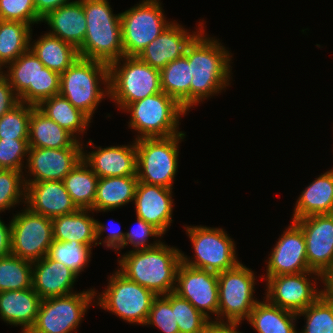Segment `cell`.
<instances>
[{"instance_id":"1","label":"cell","mask_w":333,"mask_h":333,"mask_svg":"<svg viewBox=\"0 0 333 333\" xmlns=\"http://www.w3.org/2000/svg\"><path fill=\"white\" fill-rule=\"evenodd\" d=\"M219 41L215 37H209L203 30L186 50L185 57L193 75L190 84V109L231 85L232 53Z\"/></svg>"},{"instance_id":"2","label":"cell","mask_w":333,"mask_h":333,"mask_svg":"<svg viewBox=\"0 0 333 333\" xmlns=\"http://www.w3.org/2000/svg\"><path fill=\"white\" fill-rule=\"evenodd\" d=\"M181 250L164 242L157 246L128 251L118 258V270L128 279L153 291L157 296L174 292L181 264Z\"/></svg>"},{"instance_id":"3","label":"cell","mask_w":333,"mask_h":333,"mask_svg":"<svg viewBox=\"0 0 333 333\" xmlns=\"http://www.w3.org/2000/svg\"><path fill=\"white\" fill-rule=\"evenodd\" d=\"M86 17V36L79 57L107 64L124 56L121 14H114L108 0H80Z\"/></svg>"},{"instance_id":"4","label":"cell","mask_w":333,"mask_h":333,"mask_svg":"<svg viewBox=\"0 0 333 333\" xmlns=\"http://www.w3.org/2000/svg\"><path fill=\"white\" fill-rule=\"evenodd\" d=\"M59 94L92 120L101 101L109 97V64L79 57L61 73Z\"/></svg>"},{"instance_id":"5","label":"cell","mask_w":333,"mask_h":333,"mask_svg":"<svg viewBox=\"0 0 333 333\" xmlns=\"http://www.w3.org/2000/svg\"><path fill=\"white\" fill-rule=\"evenodd\" d=\"M123 111L130 114V129L138 133L135 140L180 134L183 131H179V121L187 114L173 97L163 91L128 104Z\"/></svg>"},{"instance_id":"6","label":"cell","mask_w":333,"mask_h":333,"mask_svg":"<svg viewBox=\"0 0 333 333\" xmlns=\"http://www.w3.org/2000/svg\"><path fill=\"white\" fill-rule=\"evenodd\" d=\"M160 92V70L138 57L123 56L109 64V98L119 109Z\"/></svg>"},{"instance_id":"7","label":"cell","mask_w":333,"mask_h":333,"mask_svg":"<svg viewBox=\"0 0 333 333\" xmlns=\"http://www.w3.org/2000/svg\"><path fill=\"white\" fill-rule=\"evenodd\" d=\"M185 136V132H182L170 137L135 140L138 182L173 189L175 175L178 171L179 143Z\"/></svg>"},{"instance_id":"8","label":"cell","mask_w":333,"mask_h":333,"mask_svg":"<svg viewBox=\"0 0 333 333\" xmlns=\"http://www.w3.org/2000/svg\"><path fill=\"white\" fill-rule=\"evenodd\" d=\"M6 68L5 77L20 102L37 106L60 92L61 74L45 67L31 49Z\"/></svg>"},{"instance_id":"9","label":"cell","mask_w":333,"mask_h":333,"mask_svg":"<svg viewBox=\"0 0 333 333\" xmlns=\"http://www.w3.org/2000/svg\"><path fill=\"white\" fill-rule=\"evenodd\" d=\"M108 278L107 289L95 294L96 305L129 324L144 326L157 295L128 279L118 269Z\"/></svg>"},{"instance_id":"10","label":"cell","mask_w":333,"mask_h":333,"mask_svg":"<svg viewBox=\"0 0 333 333\" xmlns=\"http://www.w3.org/2000/svg\"><path fill=\"white\" fill-rule=\"evenodd\" d=\"M194 248V255L190 256L181 252L182 263L197 269L221 273L234 268L240 261L236 255V244L223 228L207 226H185ZM191 259V260H190Z\"/></svg>"},{"instance_id":"11","label":"cell","mask_w":333,"mask_h":333,"mask_svg":"<svg viewBox=\"0 0 333 333\" xmlns=\"http://www.w3.org/2000/svg\"><path fill=\"white\" fill-rule=\"evenodd\" d=\"M121 14L124 56L138 57L172 21H167L160 0H142Z\"/></svg>"},{"instance_id":"12","label":"cell","mask_w":333,"mask_h":333,"mask_svg":"<svg viewBox=\"0 0 333 333\" xmlns=\"http://www.w3.org/2000/svg\"><path fill=\"white\" fill-rule=\"evenodd\" d=\"M88 289L58 297L42 299L34 326L28 333H77L97 291ZM93 301V302H92Z\"/></svg>"},{"instance_id":"13","label":"cell","mask_w":333,"mask_h":333,"mask_svg":"<svg viewBox=\"0 0 333 333\" xmlns=\"http://www.w3.org/2000/svg\"><path fill=\"white\" fill-rule=\"evenodd\" d=\"M255 273L239 262L234 268L218 273V321L247 320L260 301L254 296Z\"/></svg>"},{"instance_id":"14","label":"cell","mask_w":333,"mask_h":333,"mask_svg":"<svg viewBox=\"0 0 333 333\" xmlns=\"http://www.w3.org/2000/svg\"><path fill=\"white\" fill-rule=\"evenodd\" d=\"M23 209L11 220V254L34 262L48 254L54 241L53 223L28 207Z\"/></svg>"},{"instance_id":"15","label":"cell","mask_w":333,"mask_h":333,"mask_svg":"<svg viewBox=\"0 0 333 333\" xmlns=\"http://www.w3.org/2000/svg\"><path fill=\"white\" fill-rule=\"evenodd\" d=\"M317 280L321 282V274L315 271L268 277L265 279L267 289L264 299L297 314L321 296Z\"/></svg>"},{"instance_id":"16","label":"cell","mask_w":333,"mask_h":333,"mask_svg":"<svg viewBox=\"0 0 333 333\" xmlns=\"http://www.w3.org/2000/svg\"><path fill=\"white\" fill-rule=\"evenodd\" d=\"M83 143L75 141L67 148L29 147L24 182L63 181L64 177L82 160ZM29 179H28V177ZM32 177V178H31Z\"/></svg>"},{"instance_id":"17","label":"cell","mask_w":333,"mask_h":333,"mask_svg":"<svg viewBox=\"0 0 333 333\" xmlns=\"http://www.w3.org/2000/svg\"><path fill=\"white\" fill-rule=\"evenodd\" d=\"M174 293L188 300L198 311L218 321V274L190 267L181 262L176 275Z\"/></svg>"},{"instance_id":"18","label":"cell","mask_w":333,"mask_h":333,"mask_svg":"<svg viewBox=\"0 0 333 333\" xmlns=\"http://www.w3.org/2000/svg\"><path fill=\"white\" fill-rule=\"evenodd\" d=\"M266 260L263 278L312 271L307 262L306 242L301 228L294 222L283 231Z\"/></svg>"},{"instance_id":"19","label":"cell","mask_w":333,"mask_h":333,"mask_svg":"<svg viewBox=\"0 0 333 333\" xmlns=\"http://www.w3.org/2000/svg\"><path fill=\"white\" fill-rule=\"evenodd\" d=\"M294 222L303 231L309 268L322 274L333 266V213L310 215Z\"/></svg>"},{"instance_id":"20","label":"cell","mask_w":333,"mask_h":333,"mask_svg":"<svg viewBox=\"0 0 333 333\" xmlns=\"http://www.w3.org/2000/svg\"><path fill=\"white\" fill-rule=\"evenodd\" d=\"M199 22L196 31L189 32L175 20L140 53L138 58L151 67L162 70L168 63L185 56L188 46L205 29Z\"/></svg>"},{"instance_id":"21","label":"cell","mask_w":333,"mask_h":333,"mask_svg":"<svg viewBox=\"0 0 333 333\" xmlns=\"http://www.w3.org/2000/svg\"><path fill=\"white\" fill-rule=\"evenodd\" d=\"M132 142L130 145L102 148L89 140L88 146L96 150L87 152L83 147L82 159L99 178L136 175L135 139Z\"/></svg>"},{"instance_id":"22","label":"cell","mask_w":333,"mask_h":333,"mask_svg":"<svg viewBox=\"0 0 333 333\" xmlns=\"http://www.w3.org/2000/svg\"><path fill=\"white\" fill-rule=\"evenodd\" d=\"M173 189L138 182L134 204L136 217L152 224L162 234L168 231L173 221Z\"/></svg>"},{"instance_id":"23","label":"cell","mask_w":333,"mask_h":333,"mask_svg":"<svg viewBox=\"0 0 333 333\" xmlns=\"http://www.w3.org/2000/svg\"><path fill=\"white\" fill-rule=\"evenodd\" d=\"M25 205L31 211L54 218L78 210L63 181L25 182Z\"/></svg>"},{"instance_id":"24","label":"cell","mask_w":333,"mask_h":333,"mask_svg":"<svg viewBox=\"0 0 333 333\" xmlns=\"http://www.w3.org/2000/svg\"><path fill=\"white\" fill-rule=\"evenodd\" d=\"M78 278L73 270L47 255L33 262L32 288L42 299L75 293L73 288Z\"/></svg>"},{"instance_id":"25","label":"cell","mask_w":333,"mask_h":333,"mask_svg":"<svg viewBox=\"0 0 333 333\" xmlns=\"http://www.w3.org/2000/svg\"><path fill=\"white\" fill-rule=\"evenodd\" d=\"M41 22L50 27L49 34L71 44L77 50L84 42L87 30L83 4L80 0H72L49 12Z\"/></svg>"},{"instance_id":"26","label":"cell","mask_w":333,"mask_h":333,"mask_svg":"<svg viewBox=\"0 0 333 333\" xmlns=\"http://www.w3.org/2000/svg\"><path fill=\"white\" fill-rule=\"evenodd\" d=\"M42 298L33 288L0 292V318L28 333L34 326Z\"/></svg>"},{"instance_id":"27","label":"cell","mask_w":333,"mask_h":333,"mask_svg":"<svg viewBox=\"0 0 333 333\" xmlns=\"http://www.w3.org/2000/svg\"><path fill=\"white\" fill-rule=\"evenodd\" d=\"M292 221L315 214L333 213V171L330 169L314 179L294 204Z\"/></svg>"},{"instance_id":"28","label":"cell","mask_w":333,"mask_h":333,"mask_svg":"<svg viewBox=\"0 0 333 333\" xmlns=\"http://www.w3.org/2000/svg\"><path fill=\"white\" fill-rule=\"evenodd\" d=\"M91 209H78L73 213L52 218L53 239L59 242L77 241L87 246H97L96 219Z\"/></svg>"},{"instance_id":"29","label":"cell","mask_w":333,"mask_h":333,"mask_svg":"<svg viewBox=\"0 0 333 333\" xmlns=\"http://www.w3.org/2000/svg\"><path fill=\"white\" fill-rule=\"evenodd\" d=\"M137 175L99 178L93 212H108L134 201Z\"/></svg>"},{"instance_id":"30","label":"cell","mask_w":333,"mask_h":333,"mask_svg":"<svg viewBox=\"0 0 333 333\" xmlns=\"http://www.w3.org/2000/svg\"><path fill=\"white\" fill-rule=\"evenodd\" d=\"M75 141L68 131L34 107L29 119V147L60 149L70 147Z\"/></svg>"},{"instance_id":"31","label":"cell","mask_w":333,"mask_h":333,"mask_svg":"<svg viewBox=\"0 0 333 333\" xmlns=\"http://www.w3.org/2000/svg\"><path fill=\"white\" fill-rule=\"evenodd\" d=\"M30 49L45 67L60 74L79 58L74 46L47 32L39 39L30 41Z\"/></svg>"},{"instance_id":"32","label":"cell","mask_w":333,"mask_h":333,"mask_svg":"<svg viewBox=\"0 0 333 333\" xmlns=\"http://www.w3.org/2000/svg\"><path fill=\"white\" fill-rule=\"evenodd\" d=\"M297 318L296 313L263 299L253 307L247 322L257 333H298Z\"/></svg>"},{"instance_id":"33","label":"cell","mask_w":333,"mask_h":333,"mask_svg":"<svg viewBox=\"0 0 333 333\" xmlns=\"http://www.w3.org/2000/svg\"><path fill=\"white\" fill-rule=\"evenodd\" d=\"M36 107L68 131L77 141H81L82 138H79V135L82 133L83 136L84 133H87L85 131L91 123V120L83 112L75 108L60 94L41 101Z\"/></svg>"},{"instance_id":"34","label":"cell","mask_w":333,"mask_h":333,"mask_svg":"<svg viewBox=\"0 0 333 333\" xmlns=\"http://www.w3.org/2000/svg\"><path fill=\"white\" fill-rule=\"evenodd\" d=\"M193 75L188 59L183 56L160 70L161 90L173 97L187 112L190 111V84Z\"/></svg>"},{"instance_id":"35","label":"cell","mask_w":333,"mask_h":333,"mask_svg":"<svg viewBox=\"0 0 333 333\" xmlns=\"http://www.w3.org/2000/svg\"><path fill=\"white\" fill-rule=\"evenodd\" d=\"M98 180L83 159L64 177L65 188L78 209L93 211Z\"/></svg>"},{"instance_id":"36","label":"cell","mask_w":333,"mask_h":333,"mask_svg":"<svg viewBox=\"0 0 333 333\" xmlns=\"http://www.w3.org/2000/svg\"><path fill=\"white\" fill-rule=\"evenodd\" d=\"M32 26L19 21L0 20V60L7 66L30 49Z\"/></svg>"},{"instance_id":"37","label":"cell","mask_w":333,"mask_h":333,"mask_svg":"<svg viewBox=\"0 0 333 333\" xmlns=\"http://www.w3.org/2000/svg\"><path fill=\"white\" fill-rule=\"evenodd\" d=\"M33 262L13 254L0 257V292L32 288Z\"/></svg>"},{"instance_id":"38","label":"cell","mask_w":333,"mask_h":333,"mask_svg":"<svg viewBox=\"0 0 333 333\" xmlns=\"http://www.w3.org/2000/svg\"><path fill=\"white\" fill-rule=\"evenodd\" d=\"M92 247L94 246L83 245L73 240L69 242L54 240L47 256L50 259L62 262L79 276L91 260Z\"/></svg>"},{"instance_id":"39","label":"cell","mask_w":333,"mask_h":333,"mask_svg":"<svg viewBox=\"0 0 333 333\" xmlns=\"http://www.w3.org/2000/svg\"><path fill=\"white\" fill-rule=\"evenodd\" d=\"M171 306L175 322L178 323L179 333H206L210 319L198 311L188 300L171 292Z\"/></svg>"},{"instance_id":"40","label":"cell","mask_w":333,"mask_h":333,"mask_svg":"<svg viewBox=\"0 0 333 333\" xmlns=\"http://www.w3.org/2000/svg\"><path fill=\"white\" fill-rule=\"evenodd\" d=\"M34 105L19 102L0 117V139H28L29 119Z\"/></svg>"},{"instance_id":"41","label":"cell","mask_w":333,"mask_h":333,"mask_svg":"<svg viewBox=\"0 0 333 333\" xmlns=\"http://www.w3.org/2000/svg\"><path fill=\"white\" fill-rule=\"evenodd\" d=\"M301 316H304L306 325L298 333H333V304L322 296L297 313V317Z\"/></svg>"},{"instance_id":"42","label":"cell","mask_w":333,"mask_h":333,"mask_svg":"<svg viewBox=\"0 0 333 333\" xmlns=\"http://www.w3.org/2000/svg\"><path fill=\"white\" fill-rule=\"evenodd\" d=\"M24 173L13 169H0V213L14 208L20 202L25 205Z\"/></svg>"},{"instance_id":"43","label":"cell","mask_w":333,"mask_h":333,"mask_svg":"<svg viewBox=\"0 0 333 333\" xmlns=\"http://www.w3.org/2000/svg\"><path fill=\"white\" fill-rule=\"evenodd\" d=\"M144 325L156 326L163 333H179L171 306V293L157 296L152 303L148 318Z\"/></svg>"},{"instance_id":"44","label":"cell","mask_w":333,"mask_h":333,"mask_svg":"<svg viewBox=\"0 0 333 333\" xmlns=\"http://www.w3.org/2000/svg\"><path fill=\"white\" fill-rule=\"evenodd\" d=\"M136 225L132 228H130L129 231L125 232V238L123 240V243L115 250L118 253L121 252V249H124L127 247V245H132L133 249L131 251L136 250H144L148 248H152L157 246L161 242V238L163 237V234L155 228L152 224L147 223L142 218L137 217ZM160 238L156 239L153 243H149V238Z\"/></svg>"},{"instance_id":"45","label":"cell","mask_w":333,"mask_h":333,"mask_svg":"<svg viewBox=\"0 0 333 333\" xmlns=\"http://www.w3.org/2000/svg\"><path fill=\"white\" fill-rule=\"evenodd\" d=\"M0 20L33 26L41 23L42 19L36 13L34 0H0Z\"/></svg>"},{"instance_id":"46","label":"cell","mask_w":333,"mask_h":333,"mask_svg":"<svg viewBox=\"0 0 333 333\" xmlns=\"http://www.w3.org/2000/svg\"><path fill=\"white\" fill-rule=\"evenodd\" d=\"M28 139H0V169L22 171L27 161ZM24 158V159H23Z\"/></svg>"},{"instance_id":"47","label":"cell","mask_w":333,"mask_h":333,"mask_svg":"<svg viewBox=\"0 0 333 333\" xmlns=\"http://www.w3.org/2000/svg\"><path fill=\"white\" fill-rule=\"evenodd\" d=\"M113 226V227H112ZM109 229L108 226L104 225V223L96 220V239L97 245H105L106 249L116 250L122 243L125 238V232H122L120 228H115L112 224ZM109 231L108 235L102 239L101 236L104 232ZM101 240V241H100Z\"/></svg>"},{"instance_id":"48","label":"cell","mask_w":333,"mask_h":333,"mask_svg":"<svg viewBox=\"0 0 333 333\" xmlns=\"http://www.w3.org/2000/svg\"><path fill=\"white\" fill-rule=\"evenodd\" d=\"M19 98L6 77L0 79V117L19 103Z\"/></svg>"},{"instance_id":"49","label":"cell","mask_w":333,"mask_h":333,"mask_svg":"<svg viewBox=\"0 0 333 333\" xmlns=\"http://www.w3.org/2000/svg\"><path fill=\"white\" fill-rule=\"evenodd\" d=\"M241 324V322L217 321L213 319L209 321L206 333H241L238 331V327Z\"/></svg>"},{"instance_id":"50","label":"cell","mask_w":333,"mask_h":333,"mask_svg":"<svg viewBox=\"0 0 333 333\" xmlns=\"http://www.w3.org/2000/svg\"><path fill=\"white\" fill-rule=\"evenodd\" d=\"M71 0H34L37 15L42 19L49 12L66 5Z\"/></svg>"},{"instance_id":"51","label":"cell","mask_w":333,"mask_h":333,"mask_svg":"<svg viewBox=\"0 0 333 333\" xmlns=\"http://www.w3.org/2000/svg\"><path fill=\"white\" fill-rule=\"evenodd\" d=\"M7 225L0 217V257L11 254V221Z\"/></svg>"},{"instance_id":"52","label":"cell","mask_w":333,"mask_h":333,"mask_svg":"<svg viewBox=\"0 0 333 333\" xmlns=\"http://www.w3.org/2000/svg\"><path fill=\"white\" fill-rule=\"evenodd\" d=\"M321 283L323 289H321V296L328 302L333 304V266L325 270L321 274Z\"/></svg>"},{"instance_id":"53","label":"cell","mask_w":333,"mask_h":333,"mask_svg":"<svg viewBox=\"0 0 333 333\" xmlns=\"http://www.w3.org/2000/svg\"><path fill=\"white\" fill-rule=\"evenodd\" d=\"M6 66L4 63L0 60V79L6 76V71L4 70ZM3 69V70H2ZM5 71V72H4Z\"/></svg>"}]
</instances>
